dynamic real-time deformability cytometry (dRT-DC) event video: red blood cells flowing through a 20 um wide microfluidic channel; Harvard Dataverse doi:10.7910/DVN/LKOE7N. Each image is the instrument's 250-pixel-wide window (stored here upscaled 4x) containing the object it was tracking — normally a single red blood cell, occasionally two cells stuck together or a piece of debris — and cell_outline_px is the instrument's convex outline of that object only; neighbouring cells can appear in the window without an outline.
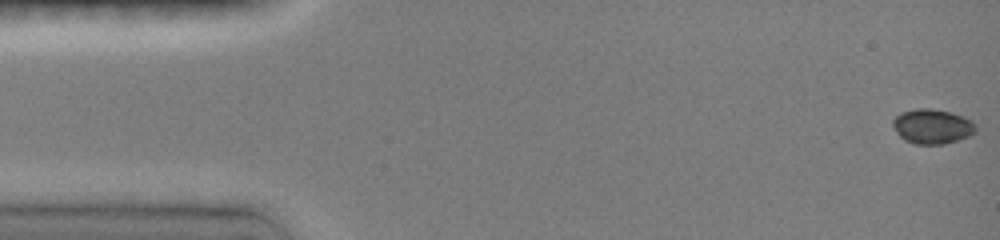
{"species": "common noctule bat (a hibernating species)", "species_latin": "Nyctalus noctula", "temperature_condition": "room temperature", "stored_images_in_passage": 54, "camera_frame_rate_fps": 3000, "um_per_image_px": 0.085, "animal": {"sex": "female", "body_mass_g": 19.0, "forearm_length_mm": 51.5}, "frame": {"image": 1, "passage_image": 1, "time_ms": 0.0, "image_size_px": [1000, 240], "cell_outline_px": [[976, 132], [968, 136], [944, 144], [916, 144], [904, 140], [896, 132], [892, 124], [892, 120], [900, 112], [916, 108], [932, 108], [952, 112], [964, 116], [972, 120], [976, 128]], "centroid_in_image_um": [79.23, 10.72], "position_along_channel_um": 5.8, "area_um2": 16.94}}
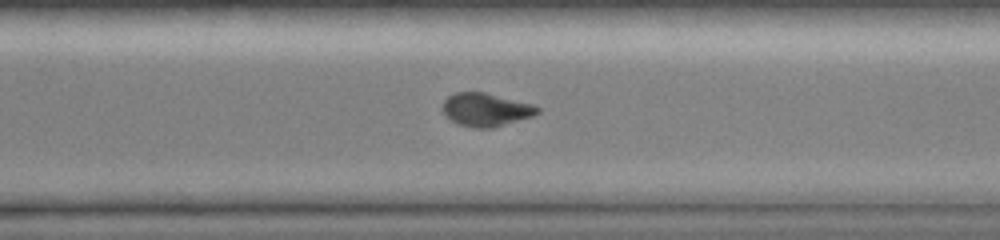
{"frame": {"image": 2, "passage_image": 38, "time_ms": 11.0, "image_size_px": [1000, 240], "cell_outline_px": [[540, 112], [532, 116], [492, 128], [476, 128], [456, 124], [444, 112], [444, 100], [448, 96], [456, 92], [484, 92], [532, 104], [540, 108]], "centroid_in_image_um": [41.31, 9.32], "position_along_channel_um": 329.3, "area_um2": 18.09}}
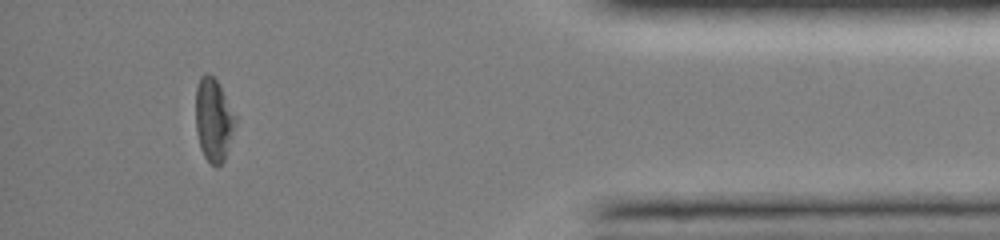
{"frame": {"image": 3, "passage_image": 49, "time_ms": 14.0, "image_size_px": [1000, 240], "cell_outline_px": [[236, 124], [224, 160], [216, 168], [204, 156], [200, 148], [196, 132], [196, 88], [200, 76], [204, 72], [208, 72], [216, 80], [236, 116]], "centroid_in_image_um": [18.14, 10.18], "position_along_channel_um": 417.1, "area_um2": 19.13}, "authors_computed_cell_mechanics": {"area_um2": 18.3515, "velocity_mm_per_s": 4.0965, "shape_relaxation_time_tau1_ms": 4.3855, "shape_relaxation_time_tau2_ms": null, "deformation_change_tau1": 0.1367, "deformation_change_tau2": null}}